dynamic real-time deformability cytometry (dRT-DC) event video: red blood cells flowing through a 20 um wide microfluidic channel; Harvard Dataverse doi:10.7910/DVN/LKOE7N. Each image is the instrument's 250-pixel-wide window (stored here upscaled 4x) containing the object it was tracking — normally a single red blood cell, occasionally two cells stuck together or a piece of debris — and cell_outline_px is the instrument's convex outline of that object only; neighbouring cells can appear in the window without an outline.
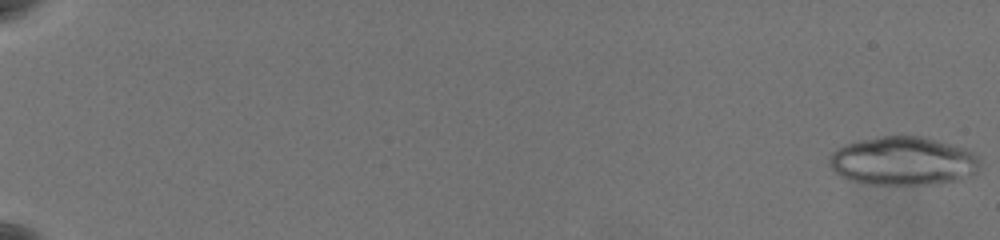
{"species": "common noctule bat (a hibernating species)", "species_latin": "Nyctalus noctula", "temperature_condition": "warm", "stored_images_in_passage": 33, "camera_frame_rate_fps": 3000, "um_per_image_px": 0.085, "animal": {"sex": "female", "body_mass_g": 19.5, "forearm_length_mm": 54.1}, "frame": {"image": 1, "passage_image": 1, "time_ms": 0.0, "image_size_px": [1000, 240], "cell_outline_px": [[980, 164], [976, 172], [956, 180], [932, 184], [868, 184], [848, 180], [840, 176], [828, 164], [828, 160], [832, 152], [848, 144], [860, 140], [880, 136], [924, 136], [964, 148], [972, 152], [980, 160]], "centroid_in_image_um": [76.74, 13.69], "position_along_channel_um": 8.3, "area_um2": 42.43}}